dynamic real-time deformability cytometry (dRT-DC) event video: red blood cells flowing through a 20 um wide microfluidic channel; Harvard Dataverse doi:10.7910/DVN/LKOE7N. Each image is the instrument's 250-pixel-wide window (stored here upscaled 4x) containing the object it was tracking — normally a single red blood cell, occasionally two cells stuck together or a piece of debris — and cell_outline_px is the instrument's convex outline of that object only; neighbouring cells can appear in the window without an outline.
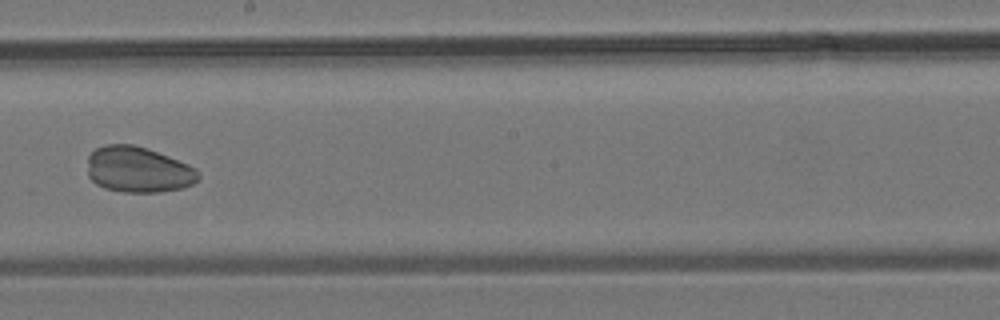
{"species": "common noctule bat (a hibernating species)", "species_latin": "Nyctalus noctula", "temperature_condition": "room temperature", "stored_images_in_passage": 30, "camera_frame_rate_fps": 3000, "um_per_image_px": 0.085, "animal": {"sex": "male", "body_mass_g": 19.2, "forearm_length_mm": 51.8}, "frame": {"image": 1, "passage_image": 25, "time_ms": 8.0, "image_size_px": [1000, 320], "cell_outline_px": [[200, 176], [192, 184], [184, 188], [160, 192], [124, 192], [104, 188], [96, 184], [88, 176], [88, 156], [96, 148], [108, 144], [132, 144], [168, 156], [188, 164], [196, 168]], "centroid_in_image_um": [11.74, 14.43], "position_along_channel_um": 236.5, "area_um2": 29.54}}
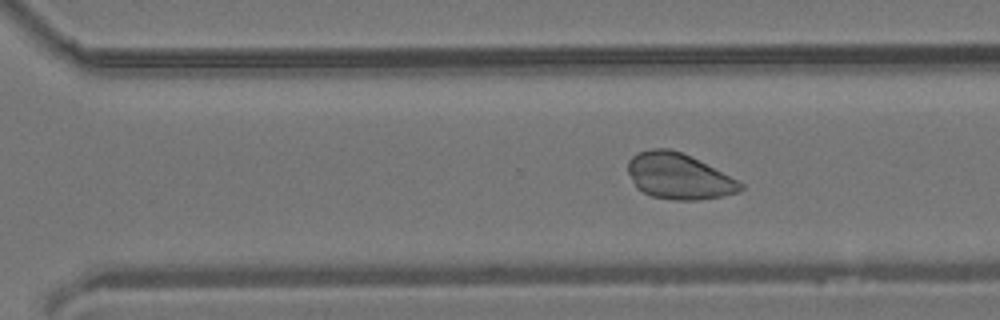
{"frame": {"image": 2, "passage_image": 30, "time_ms": 9.667, "image_size_px": [1000, 320], "cell_outline_px": [[744, 188], [740, 192], [724, 196], [696, 200], [672, 200], [652, 196], [636, 188], [628, 172], [628, 160], [636, 152], [652, 148], [668, 148], [680, 152], [744, 184]], "centroid_in_image_um": [57.65, 14.99], "position_along_channel_um": 313.0, "area_um2": 29.71}}